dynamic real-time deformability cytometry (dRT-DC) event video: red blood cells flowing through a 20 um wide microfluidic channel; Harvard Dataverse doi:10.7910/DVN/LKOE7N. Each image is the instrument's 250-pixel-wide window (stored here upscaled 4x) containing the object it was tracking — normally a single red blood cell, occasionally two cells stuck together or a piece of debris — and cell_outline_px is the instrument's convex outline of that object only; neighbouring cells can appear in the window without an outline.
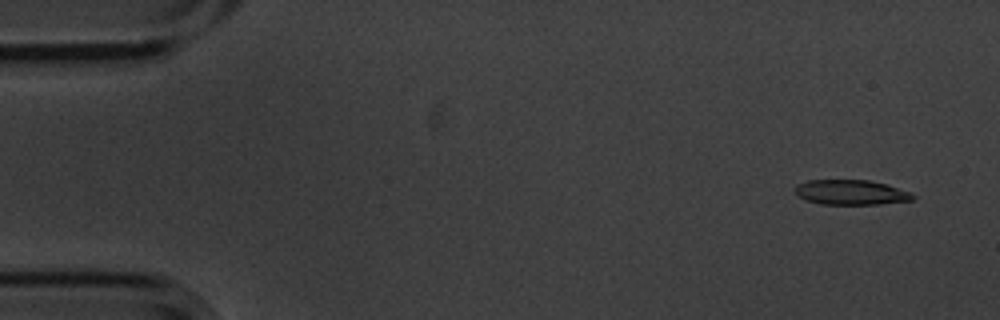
{"species": "common noctule bat (a hibernating species)", "species_latin": "Nyctalus noctula", "temperature_condition": "cold", "stored_images_in_passage": 4, "camera_frame_rate_fps": 3000, "um_per_image_px": 0.085, "animal": {"sex": "male", "body_mass_g": 20.1, "forearm_length_mm": 53.5}, "frame": {"image": 1, "passage_image": 1, "time_ms": 0.0, "image_size_px": [1000, 320], "cell_outline_px": [[916, 196], [912, 200], [880, 204], [820, 204], [804, 200], [792, 188], [796, 184], [808, 180], [868, 180], [888, 184], [912, 192]], "centroid_in_image_um": [72.34, 16.34], "position_along_channel_um": 12.7, "area_um2": 17.34}}
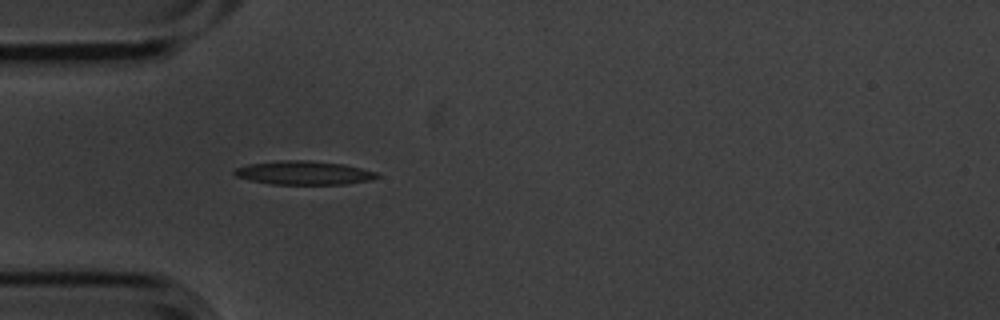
{"frame": {"image": 2, "passage_image": 4, "time_ms": 1.0, "image_size_px": [1000, 320], "cell_outline_px": [[380, 176], [372, 180], [344, 184], [272, 184], [248, 180], [236, 176], [232, 172], [236, 168], [248, 164], [280, 160], [308, 160], [344, 164], [376, 172]], "centroid_in_image_um": [25.81, 14.69], "position_along_channel_um": 59.2, "area_um2": 19.71}}